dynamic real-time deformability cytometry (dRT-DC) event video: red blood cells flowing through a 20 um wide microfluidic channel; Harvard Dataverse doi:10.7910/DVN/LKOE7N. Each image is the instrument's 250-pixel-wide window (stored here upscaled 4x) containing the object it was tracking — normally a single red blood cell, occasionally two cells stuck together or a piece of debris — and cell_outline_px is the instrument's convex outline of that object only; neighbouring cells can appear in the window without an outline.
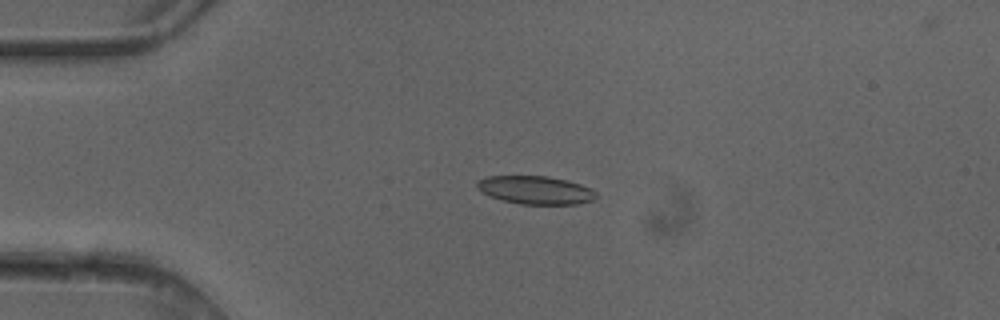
{"species": "common noctule bat (a hibernating species)", "species_latin": "Nyctalus noctula", "temperature_condition": "cold", "stored_images_in_passage": 5, "camera_frame_rate_fps": 3000, "um_per_image_px": 0.085, "animal": {"sex": "female"}, "frame": {"image": 1, "passage_image": 4, "time_ms": 1.0, "image_size_px": [1000, 320], "cell_outline_px": [[596, 196], [592, 200], [580, 204], [520, 204], [488, 196], [476, 188], [476, 180], [488, 176], [548, 176], [568, 180], [580, 184], [596, 192]], "centroid_in_image_um": [45.48, 16.15], "position_along_channel_um": 39.5, "area_um2": 19.59}}